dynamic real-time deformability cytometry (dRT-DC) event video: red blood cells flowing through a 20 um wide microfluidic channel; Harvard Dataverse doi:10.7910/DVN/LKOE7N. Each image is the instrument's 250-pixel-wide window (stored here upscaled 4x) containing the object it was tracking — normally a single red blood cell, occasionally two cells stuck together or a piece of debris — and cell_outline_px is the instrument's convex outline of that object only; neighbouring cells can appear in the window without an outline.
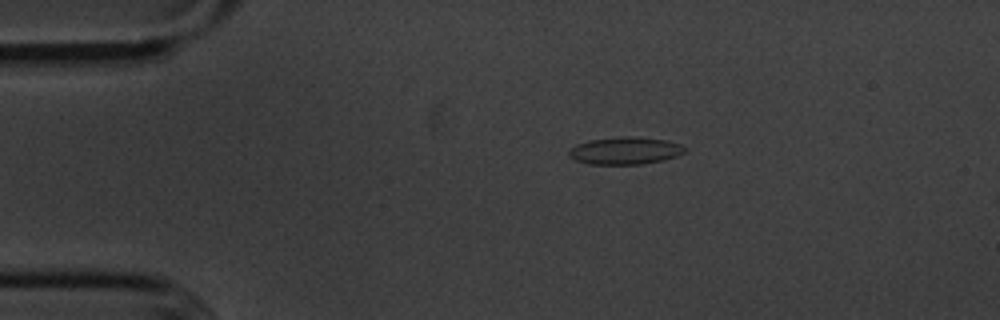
{"species": "common noctule bat (a hibernating species)", "species_latin": "Nyctalus noctula", "temperature_condition": "cold", "stored_images_in_passage": 47, "camera_frame_rate_fps": 3000, "um_per_image_px": 0.085, "animal": {"sex": "male", "body_mass_g": 20.1, "forearm_length_mm": 53.5}, "frame": {"image": 1, "passage_image": 2, "time_ms": 0.333, "image_size_px": [1000, 320], "cell_outline_px": [[688, 152], [664, 160], [640, 164], [588, 164], [576, 160], [568, 156], [568, 152], [576, 144], [588, 140], [624, 136], [668, 140], [680, 144], [688, 148]], "centroid_in_image_um": [53.17, 12.81], "position_along_channel_um": 31.8, "area_um2": 18.55}}
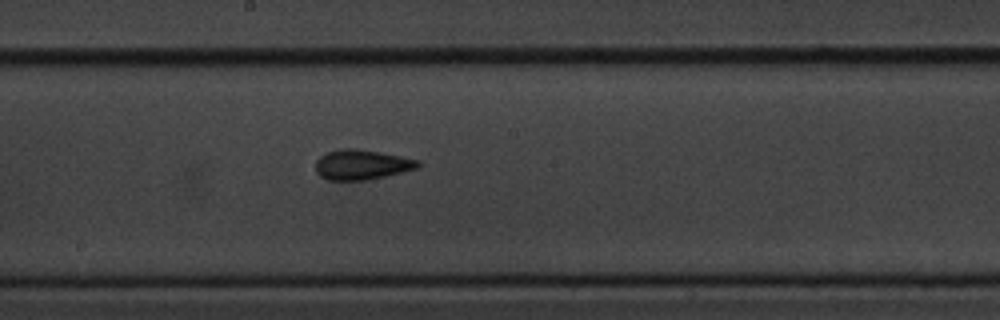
{"frame": {"image": 2, "passage_image": 21, "time_ms": 6.667, "image_size_px": [1000, 320], "cell_outline_px": [[420, 164], [416, 168], [384, 176], [364, 180], [328, 180], [320, 176], [316, 172], [316, 160], [320, 156], [328, 152], [340, 148], [356, 148], [380, 152], [420, 160]], "centroid_in_image_um": [30.7, 13.98], "position_along_channel_um": 217.5, "area_um2": 17.74}}
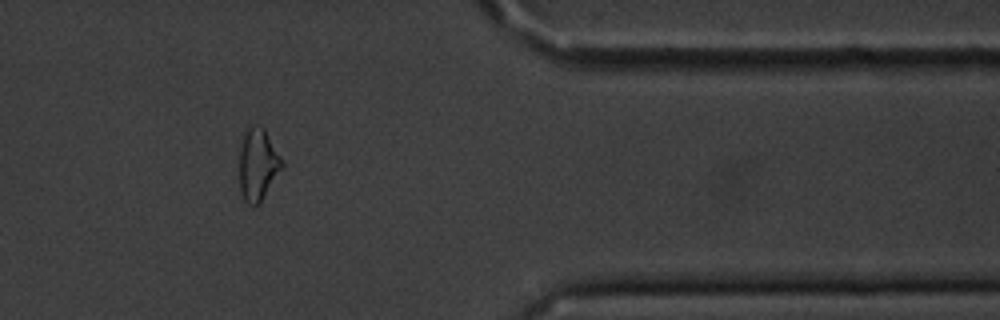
{"frame": {"image": 3, "passage_image": 37, "time_ms": 12.0, "image_size_px": [1000, 320], "cell_outline_px": [[284, 164], [260, 204], [248, 204], [244, 200], [240, 188], [240, 152], [244, 132], [248, 128], [260, 124], [264, 128], [284, 160]], "centroid_in_image_um": [21.94, 13.97], "position_along_channel_um": 389.5, "area_um2": 17.8}, "authors_computed_cell_mechanics": {"area_um2": 17.629, "velocity_mm_per_s": 3.6031, "shape_relaxation_time_tau1_ms": 7.1612, "shape_relaxation_time_tau2_ms": 3.2337, "deformation_change_tau1": 0.1489, "deformation_change_tau2": 0.1128}}